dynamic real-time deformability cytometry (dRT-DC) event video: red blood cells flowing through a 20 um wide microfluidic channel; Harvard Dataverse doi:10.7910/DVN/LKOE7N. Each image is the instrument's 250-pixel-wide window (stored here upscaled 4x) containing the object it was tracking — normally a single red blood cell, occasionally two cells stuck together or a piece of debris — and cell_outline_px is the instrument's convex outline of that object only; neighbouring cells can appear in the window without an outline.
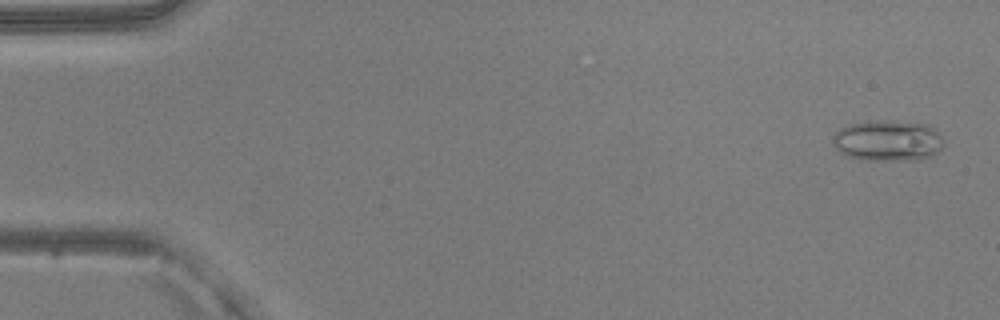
{"species": "common noctule bat (a hibernating species)", "species_latin": "Nyctalus noctula", "temperature_condition": "warm", "stored_images_in_passage": 10, "camera_frame_rate_fps": 3000, "um_per_image_px": 0.085, "animal": {"sex": "male", "body_mass_g": 20.5, "forearm_length_mm": 52.5}, "frame": {"image": 1, "passage_image": 2, "time_ms": 0.333, "image_size_px": [1000, 320], "cell_outline_px": [[944, 144], [932, 156], [920, 160], [868, 160], [848, 156], [840, 152], [832, 144], [832, 136], [840, 128], [848, 124], [880, 120], [892, 120], [928, 124], [936, 128]], "centroid_in_image_um": [75.47, 11.94], "position_along_channel_um": 9.5, "area_um2": 26.7}}